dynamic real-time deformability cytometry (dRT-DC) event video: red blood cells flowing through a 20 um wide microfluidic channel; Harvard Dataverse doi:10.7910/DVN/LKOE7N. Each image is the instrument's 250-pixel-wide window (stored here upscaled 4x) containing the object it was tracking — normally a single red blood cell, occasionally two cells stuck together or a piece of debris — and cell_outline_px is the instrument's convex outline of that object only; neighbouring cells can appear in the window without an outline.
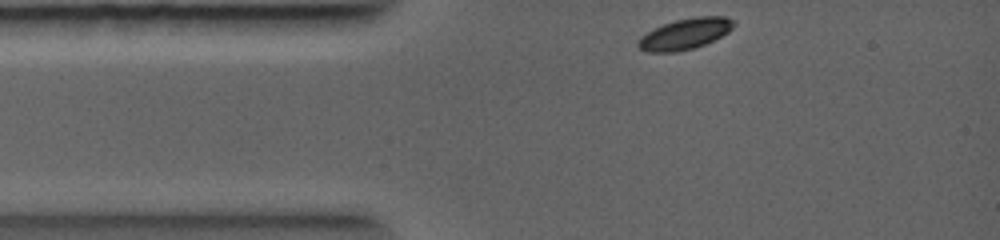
{"species": "common noctule bat (a hibernating species)", "species_latin": "Nyctalus noctula", "temperature_condition": "warm", "stored_images_in_passage": 38, "camera_frame_rate_fps": 5000, "um_per_image_px": 0.085, "animal": {"sex": "female", "body_mass_g": 19.0, "forearm_length_mm": 56.7}, "frame": {"image": 1, "passage_image": 1, "time_ms": 0.0, "image_size_px": [1000, 240], "cell_outline_px": [[736, 24], [728, 32], [704, 44], [692, 48], [676, 52], [648, 52], [640, 48], [636, 44], [640, 36], [664, 24], [676, 20], [696, 16], [724, 16], [732, 20]], "centroid_in_image_um": [58.22, 2.87], "position_along_channel_um": 26.8, "area_um2": 16.94}}
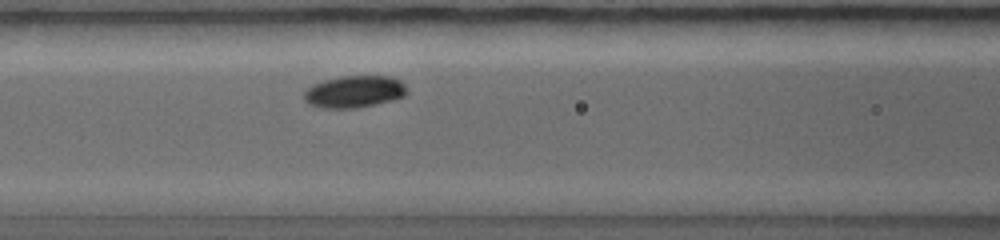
{"frame": {"image": 2, "passage_image": 15, "time_ms": 2.2, "image_size_px": [1000, 240], "cell_outline_px": [[408, 92], [404, 96], [392, 100], [376, 104], [356, 108], [324, 108], [308, 104], [304, 100], [304, 92], [312, 84], [324, 80], [344, 76], [392, 76], [400, 80], [404, 84]], "centroid_in_image_um": [30.12, 7.79], "position_along_channel_um": 136.5, "area_um2": 19.25}}
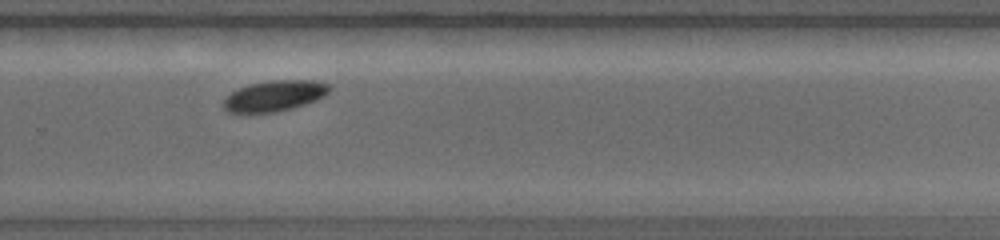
{"frame": {"image": 3, "passage_image": 33, "time_ms": 5.0, "image_size_px": [1000, 240], "cell_outline_px": [[332, 88], [324, 96], [316, 100], [292, 108], [276, 112], [228, 112], [224, 108], [224, 100], [232, 92], [248, 84], [272, 80], [316, 80], [328, 84]], "centroid_in_image_um": [23.37, 8.13], "position_along_channel_um": 306.4, "area_um2": 18.79}}